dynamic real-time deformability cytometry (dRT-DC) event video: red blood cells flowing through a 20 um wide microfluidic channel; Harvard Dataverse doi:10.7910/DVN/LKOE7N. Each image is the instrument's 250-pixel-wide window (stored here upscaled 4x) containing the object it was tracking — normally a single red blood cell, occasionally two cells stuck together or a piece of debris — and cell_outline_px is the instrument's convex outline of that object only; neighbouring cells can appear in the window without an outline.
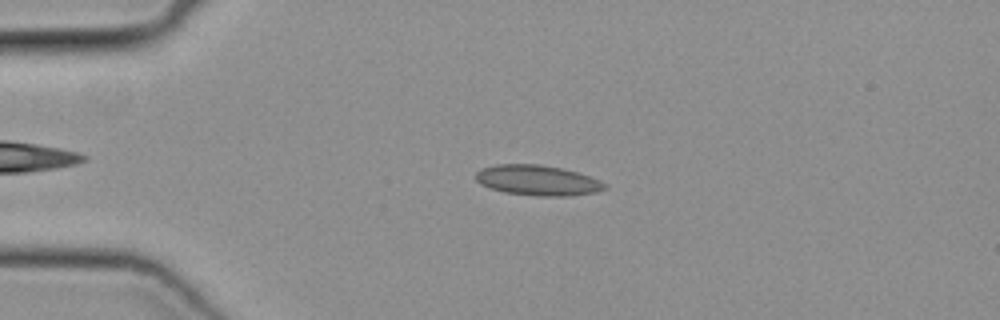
{"species": "common noctule bat (a hibernating species)", "species_latin": "Nyctalus noctula", "temperature_condition": "cold", "stored_images_in_passage": 44, "camera_frame_rate_fps": 3000, "um_per_image_px": 0.085, "animal": {"sex": "female", "body_mass_g": 19.3, "forearm_length_mm": 54.1}, "frame": {"image": 1, "passage_image": 11, "time_ms": 3.333, "image_size_px": [1000, 320], "cell_outline_px": [[608, 188], [596, 192], [572, 196], [536, 196], [504, 192], [488, 188], [480, 184], [476, 180], [476, 172], [480, 168], [496, 164], [540, 164], [560, 168], [576, 172], [600, 180]], "centroid_in_image_um": [45.66, 15.33], "position_along_channel_um": 39.3, "area_um2": 22.89}}
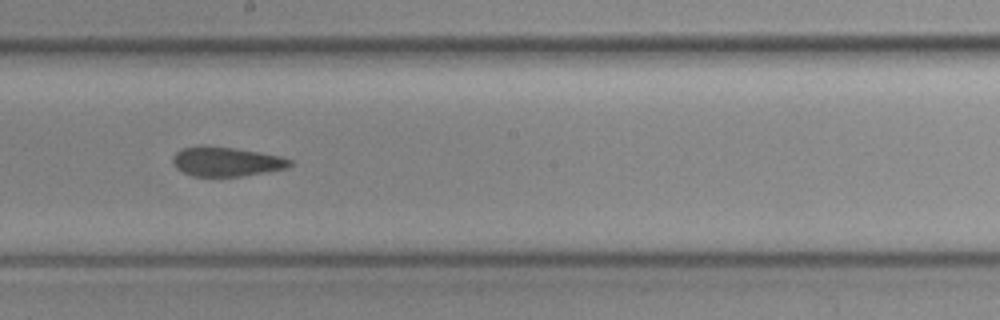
{"frame": {"image": 2, "passage_image": 27, "time_ms": 8.667, "image_size_px": [1000, 320], "cell_outline_px": [[292, 164], [288, 168], [240, 176], [192, 176], [176, 168], [172, 160], [172, 156], [180, 148], [200, 144], [204, 144], [236, 148], [280, 156], [292, 160]], "centroid_in_image_um": [19.19, 13.71], "position_along_channel_um": 229.0, "area_um2": 20.29}}
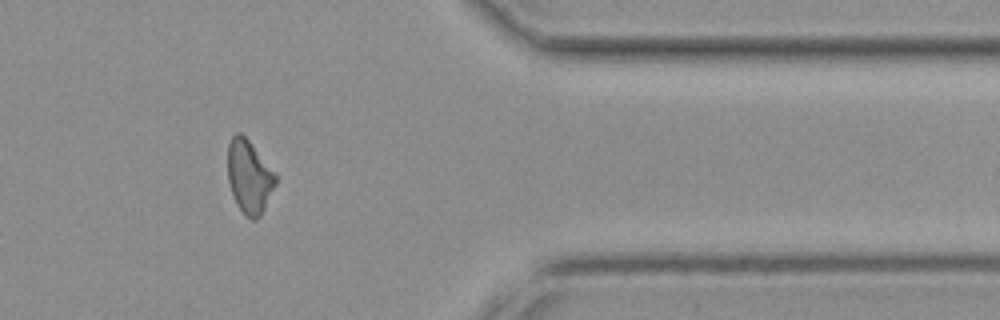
{"frame": {"image": 3, "passage_image": 40, "time_ms": 13.0, "image_size_px": [1000, 320], "cell_outline_px": [[276, 184], [260, 216], [256, 220], [252, 220], [236, 204], [228, 180], [228, 144], [232, 136], [236, 132], [240, 132], [248, 140], [276, 172]], "centroid_in_image_um": [21.19, 15.0], "position_along_channel_um": 390.2, "area_um2": 20.23}}